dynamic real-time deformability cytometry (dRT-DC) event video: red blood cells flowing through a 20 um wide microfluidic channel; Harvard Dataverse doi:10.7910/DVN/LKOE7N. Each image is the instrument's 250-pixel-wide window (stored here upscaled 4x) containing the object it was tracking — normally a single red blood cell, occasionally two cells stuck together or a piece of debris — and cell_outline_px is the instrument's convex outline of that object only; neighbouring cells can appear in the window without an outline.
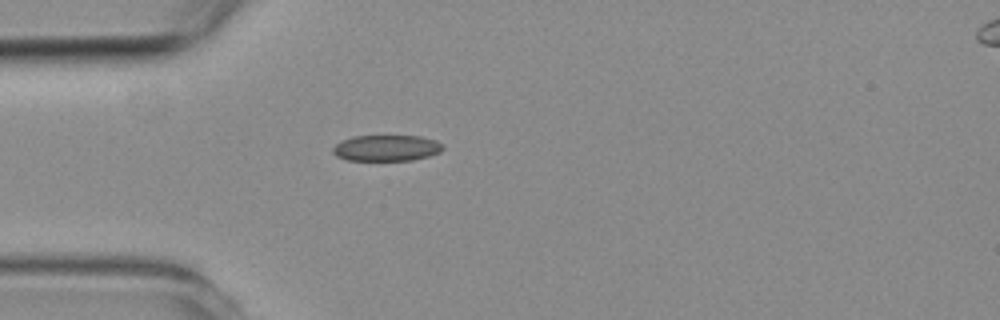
{"species": "common noctule bat (a hibernating species)", "species_latin": "Nyctalus noctula", "temperature_condition": "room temperature", "stored_images_in_passage": 2, "segment_of_instrument_passage": [1, 2], "camera_frame_rate_fps": 3000, "um_per_image_px": 0.085, "animal": {"sex": "female", "body_mass_g": 19.3, "forearm_length_mm": 54.1}, "frame": {"image": 1, "passage_image": 1, "time_ms": 0.0, "image_size_px": [1000, 320], "cell_outline_px": [[444, 148], [440, 152], [428, 156], [412, 160], [348, 160], [336, 156], [332, 152], [332, 148], [336, 144], [344, 140], [356, 136], [420, 136], [436, 140], [444, 144]], "centroid_in_image_um": [32.88, 12.58], "position_along_channel_um": 52.1, "area_um2": 16.65}}